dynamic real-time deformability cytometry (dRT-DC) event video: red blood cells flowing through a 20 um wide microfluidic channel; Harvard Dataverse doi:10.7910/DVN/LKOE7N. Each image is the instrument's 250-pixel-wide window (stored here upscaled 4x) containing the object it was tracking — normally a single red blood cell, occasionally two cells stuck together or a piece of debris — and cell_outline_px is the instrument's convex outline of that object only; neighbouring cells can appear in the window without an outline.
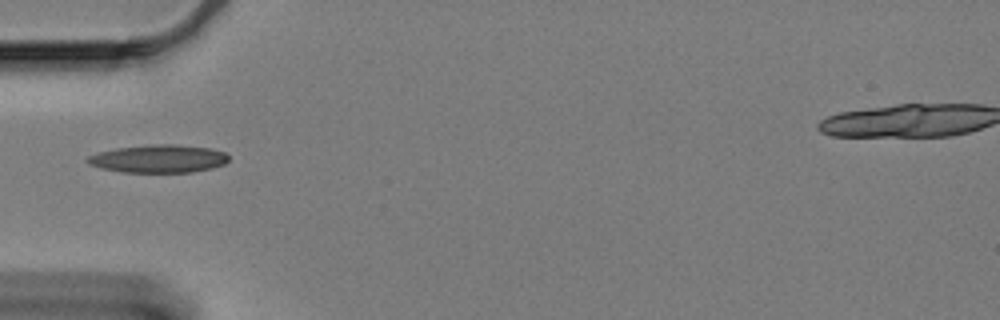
{"species": "Egyptian fruit bat (a non-hibernating species)", "species_latin": "Rousettus aegyptiacus", "temperature_condition": "cold", "stored_images_in_passage": 18, "camera_frame_rate_fps": 3000, "um_per_image_px": 0.085, "animal": {"sex": "female"}, "frame": {"image": 1, "passage_image": 1, "time_ms": 0.0, "image_size_px": [1000, 320], "cell_outline_px": [[228, 160], [224, 164], [212, 168], [192, 172], [124, 172], [100, 168], [88, 164], [84, 160], [88, 156], [100, 152], [116, 148], [156, 144], [176, 144], [212, 148], [224, 152], [228, 156]], "centroid_in_image_um": [13.48, 13.49], "position_along_channel_um": 71.5, "area_um2": 23.0}}
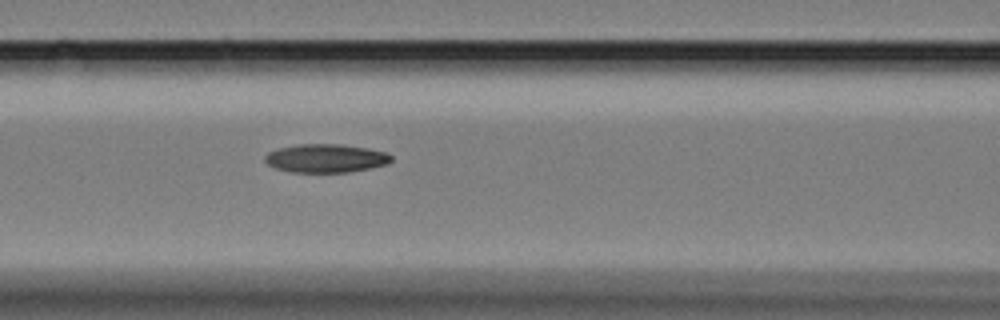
{"frame": {"image": 2, "passage_image": 7, "time_ms": 2.0, "image_size_px": [1000, 320], "cell_outline_px": [[392, 160], [388, 164], [372, 168], [348, 172], [292, 172], [276, 168], [268, 164], [264, 160], [264, 156], [268, 152], [276, 148], [300, 144], [344, 144], [368, 148], [388, 152], [392, 156]], "centroid_in_image_um": [27.72, 13.44], "position_along_channel_um": 138.9, "area_um2": 21.21}}
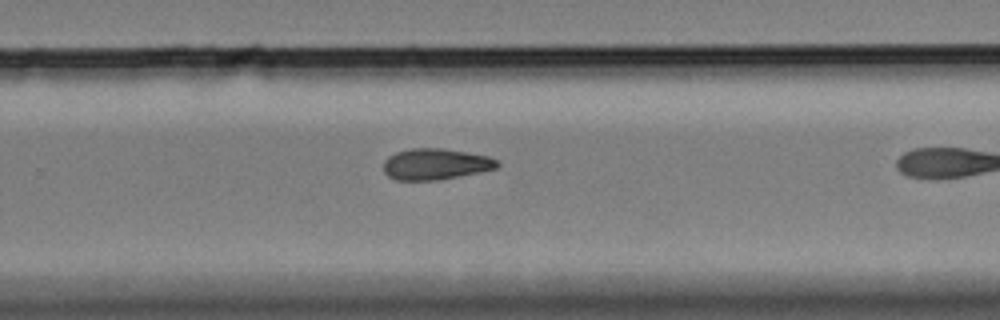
{"frame": {"image": 3, "passage_image": 17, "time_ms": 5.333, "image_size_px": [1000, 320], "cell_outline_px": [[500, 164], [496, 168], [480, 172], [436, 180], [396, 180], [388, 176], [384, 172], [384, 160], [388, 156], [396, 152], [412, 148], [440, 148], [488, 156], [500, 160]], "centroid_in_image_um": [37.01, 13.95], "position_along_channel_um": 292.8, "area_um2": 20.58}}